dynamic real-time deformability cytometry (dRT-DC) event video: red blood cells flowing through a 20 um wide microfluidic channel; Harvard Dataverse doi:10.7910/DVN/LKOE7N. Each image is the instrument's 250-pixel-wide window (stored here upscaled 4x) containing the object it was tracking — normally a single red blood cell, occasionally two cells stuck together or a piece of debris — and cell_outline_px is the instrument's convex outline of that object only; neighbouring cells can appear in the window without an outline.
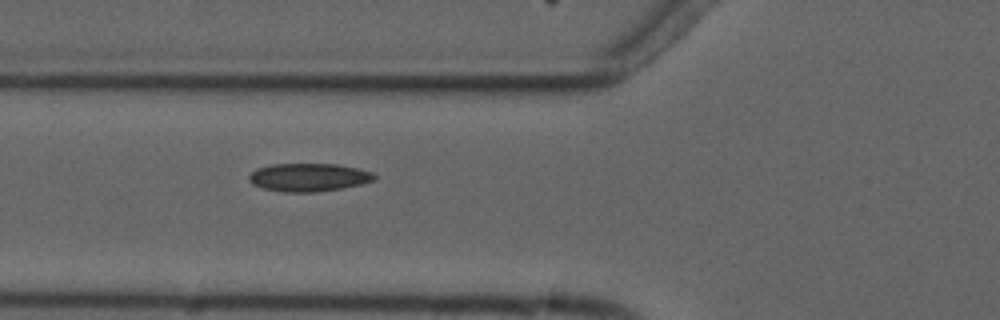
{"species": "common noctule bat (a hibernating species)", "species_latin": "Nyctalus noctula", "temperature_condition": "cold", "stored_images_in_passage": 2, "camera_frame_rate_fps": 3000, "um_per_image_px": 0.085, "animal": {"sex": "male", "forearm_length_mm": 52.5}, "frame": {"image": 1, "passage_image": 2, "time_ms": 1.0, "image_size_px": [1000, 320], "cell_outline_px": [[376, 180], [344, 188], [316, 192], [284, 192], [264, 188], [252, 184], [248, 180], [248, 176], [256, 168], [272, 164], [336, 164], [356, 168], [372, 172], [376, 176]], "centroid_in_image_um": [26.23, 15.07], "position_along_channel_um": 99.6, "area_um2": 20.58}}